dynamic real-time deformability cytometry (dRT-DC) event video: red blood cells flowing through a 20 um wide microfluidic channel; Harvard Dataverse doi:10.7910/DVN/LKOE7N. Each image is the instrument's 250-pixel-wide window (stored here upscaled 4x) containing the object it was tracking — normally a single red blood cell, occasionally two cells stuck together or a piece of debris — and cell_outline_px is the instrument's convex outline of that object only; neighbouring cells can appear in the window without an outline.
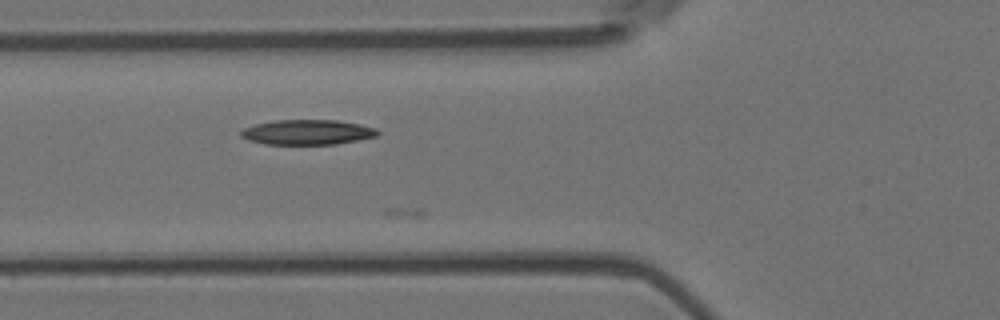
{"species": "Egyptian fruit bat (a non-hibernating species)", "species_latin": "Rousettus aegyptiacus", "temperature_condition": "room temperature", "stored_images_in_passage": 11, "camera_frame_rate_fps": 3000, "um_per_image_px": 0.085, "animal": {"sex": "female"}, "frame": {"image": 1, "passage_image": 6, "time_ms": 1.667, "image_size_px": [1000, 320], "cell_outline_px": [[380, 132], [376, 136], [336, 144], [264, 144], [248, 140], [240, 136], [240, 132], [244, 128], [256, 124], [276, 120], [336, 120], [360, 124], [376, 128]], "centroid_in_image_um": [26.12, 11.23], "position_along_channel_um": 99.7, "area_um2": 19.83}}